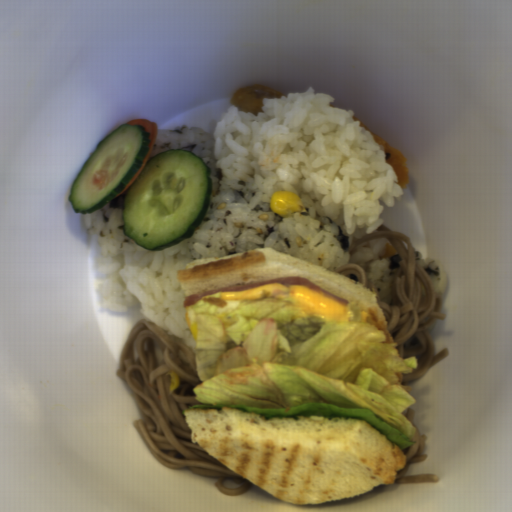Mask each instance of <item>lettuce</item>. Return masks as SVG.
Wrapping results in <instances>:
<instances>
[{
    "instance_id": "obj_1",
    "label": "lettuce",
    "mask_w": 512,
    "mask_h": 512,
    "mask_svg": "<svg viewBox=\"0 0 512 512\" xmlns=\"http://www.w3.org/2000/svg\"><path fill=\"white\" fill-rule=\"evenodd\" d=\"M223 292L188 305L196 339L199 403L271 418L324 417L365 420L404 449L416 428L403 410L416 400L397 374L417 368L396 342L369 320L356 301L344 305L348 323L305 316L291 292L260 299H224Z\"/></svg>"
}]
</instances>
